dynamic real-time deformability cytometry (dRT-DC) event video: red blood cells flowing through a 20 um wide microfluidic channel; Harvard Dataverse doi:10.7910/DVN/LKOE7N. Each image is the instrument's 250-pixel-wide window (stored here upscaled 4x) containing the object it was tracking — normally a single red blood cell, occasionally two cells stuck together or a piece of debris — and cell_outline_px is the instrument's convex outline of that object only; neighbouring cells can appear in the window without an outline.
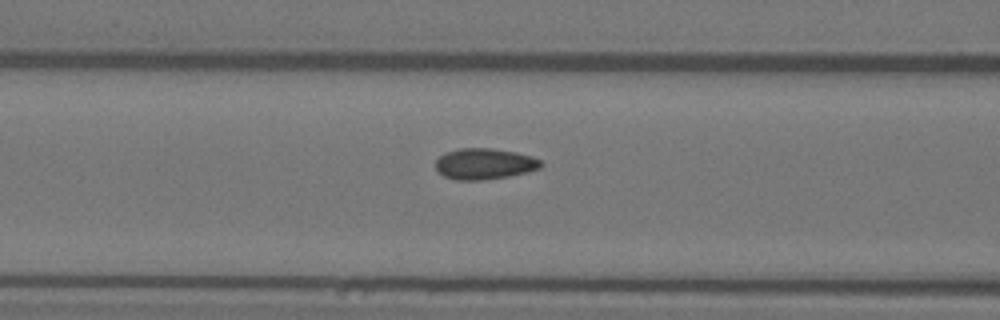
{"species": "Egyptian fruit bat (a non-hibernating species)", "species_latin": "Rousettus aegyptiacus", "temperature_condition": "warm", "stored_images_in_passage": 18, "camera_frame_rate_fps": 3000, "um_per_image_px": 0.085, "animal": {"sex": "female"}, "frame": {"image": 1, "passage_image": 16, "time_ms": 5.0, "image_size_px": [1000, 320], "cell_outline_px": [[544, 164], [540, 168], [528, 172], [508, 176], [484, 180], [456, 180], [444, 176], [436, 168], [436, 160], [440, 156], [448, 152], [460, 148], [492, 148], [516, 152], [532, 156], [540, 160]], "centroid_in_image_um": [41.21, 13.93], "position_along_channel_um": 125.4, "area_um2": 19.02}}